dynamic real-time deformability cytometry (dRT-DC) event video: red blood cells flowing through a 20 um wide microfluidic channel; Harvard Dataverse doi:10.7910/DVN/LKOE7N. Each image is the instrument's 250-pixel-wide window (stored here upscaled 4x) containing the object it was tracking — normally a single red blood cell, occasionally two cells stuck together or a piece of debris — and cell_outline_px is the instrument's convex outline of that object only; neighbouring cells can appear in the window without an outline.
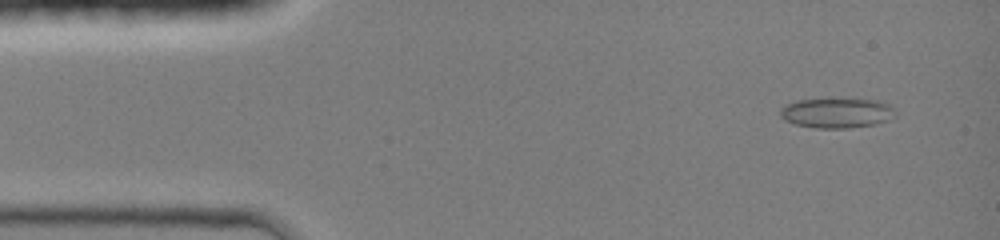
{"species": "common noctule bat (a hibernating species)", "species_latin": "Nyctalus noctula", "temperature_condition": "room temperature", "stored_images_in_passage": 44, "camera_frame_rate_fps": 3000, "um_per_image_px": 0.085, "animal": {"sex": "female", "body_mass_g": 19.0, "forearm_length_mm": 51.5}, "frame": {"image": 1, "passage_image": 3, "time_ms": 0.667, "image_size_px": [1000, 240], "cell_outline_px": [[896, 116], [888, 120], [876, 124], [848, 128], [816, 128], [796, 124], [784, 120], [780, 116], [780, 108], [784, 104], [796, 100], [880, 100], [892, 104], [896, 112]], "centroid_in_image_um": [71.16, 9.61], "position_along_channel_um": 13.8, "area_um2": 20.11}}
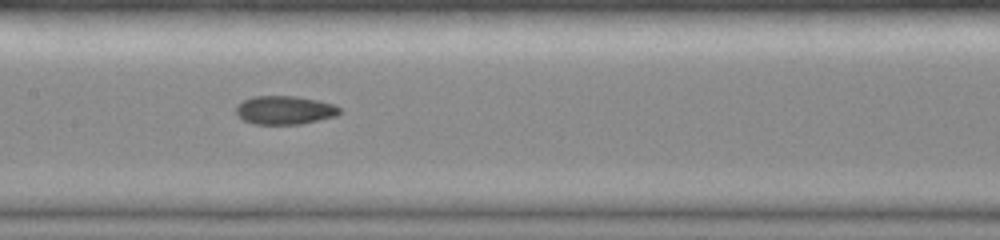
{"frame": {"image": 2, "passage_image": 21, "time_ms": 6.667, "image_size_px": [1000, 240], "cell_outline_px": [[340, 112], [336, 116], [300, 124], [256, 124], [244, 120], [236, 116], [236, 104], [252, 96], [296, 96], [320, 100], [332, 104], [340, 108]], "centroid_in_image_um": [24.17, 9.35], "position_along_channel_um": 183.2, "area_um2": 17.28}}
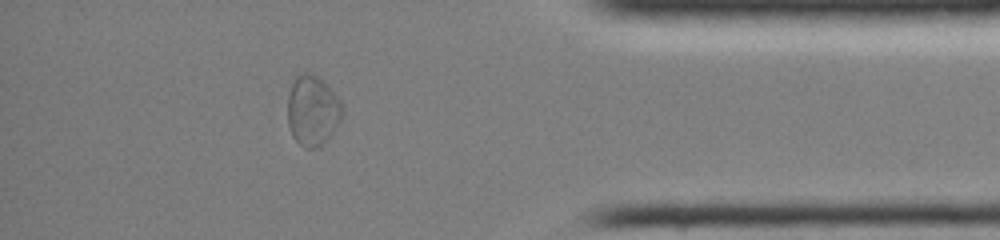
{"frame": {"image": 3, "passage_image": 38, "time_ms": 12.333, "image_size_px": [1000, 240], "cell_outline_px": [[344, 112], [340, 120], [332, 132], [320, 148], [304, 148], [292, 136], [288, 124], [288, 96], [292, 84], [296, 76], [304, 72], [312, 72], [344, 104]], "centroid_in_image_um": [26.56, 9.42], "position_along_channel_um": 408.6, "area_um2": 22.25}, "authors_computed_cell_mechanics": {"area_um2": 18.2359, "velocity_mm_per_s": 4.3109, "shape_relaxation_time_tau1_ms": null, "shape_relaxation_time_tau2_ms": 2.7572, "deformation_change_tau1": null, "deformation_change_tau2": 0.0714}}